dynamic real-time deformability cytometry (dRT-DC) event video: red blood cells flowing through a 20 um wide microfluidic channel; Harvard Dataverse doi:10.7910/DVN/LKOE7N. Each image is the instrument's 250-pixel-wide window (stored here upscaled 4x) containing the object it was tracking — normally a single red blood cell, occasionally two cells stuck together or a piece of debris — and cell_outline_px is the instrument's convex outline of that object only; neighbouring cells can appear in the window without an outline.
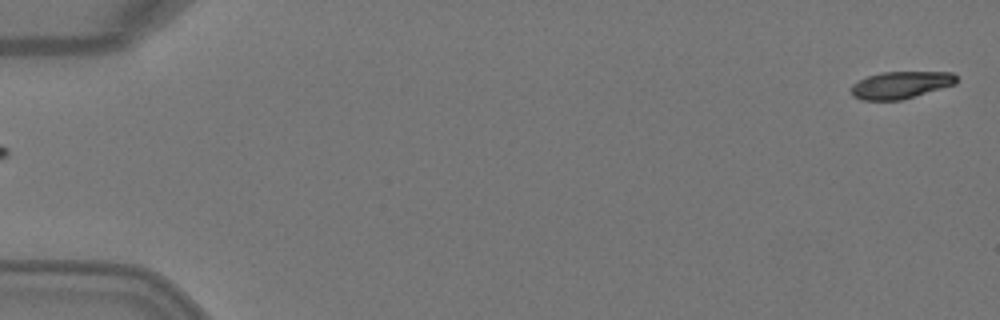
{"species": "Egyptian fruit bat (a non-hibernating species)", "species_latin": "Rousettus aegyptiacus", "temperature_condition": "warm", "stored_images_in_passage": 6, "segment_of_instrument_passage": [2, 2], "camera_frame_rate_fps": 3000, "um_per_image_px": 0.085, "animal": {"sex": "female"}, "frame": {"image": 1, "passage_image": 6, "time_ms": 1.667, "image_size_px": [1000, 320], "cell_outline_px": [[956, 84], [900, 100], [860, 100], [852, 96], [852, 84], [868, 76], [880, 72], [952, 72], [956, 76]], "centroid_in_image_um": [76.54, 7.22], "position_along_channel_um": 8.5, "area_um2": 16.53}}